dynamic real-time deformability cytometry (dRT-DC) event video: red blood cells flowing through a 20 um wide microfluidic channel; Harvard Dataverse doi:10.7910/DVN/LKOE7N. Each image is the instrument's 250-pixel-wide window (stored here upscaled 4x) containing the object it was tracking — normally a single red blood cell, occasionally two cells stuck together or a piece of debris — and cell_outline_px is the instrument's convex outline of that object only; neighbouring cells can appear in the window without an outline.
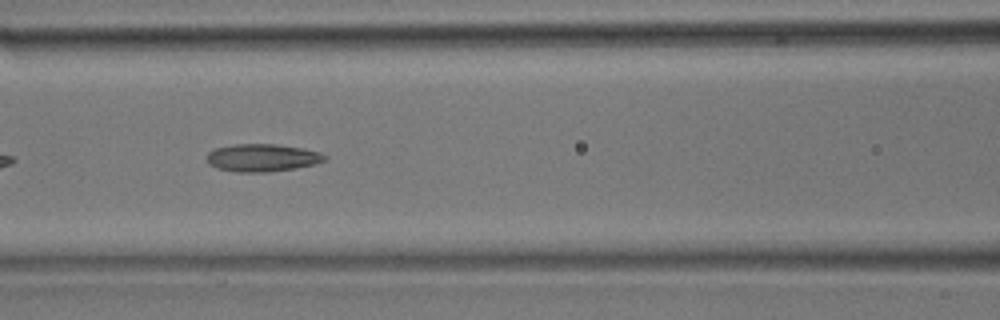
{"species": "common noctule bat (a hibernating species)", "species_latin": "Nyctalus noctula", "temperature_condition": "room temperature", "stored_images_in_passage": 27, "camera_frame_rate_fps": 3000, "um_per_image_px": 0.085, "animal": {"sex": "male", "body_mass_g": 17.9}, "frame": {"image": 1, "passage_image": 5, "time_ms": 1.333, "image_size_px": [1000, 320], "cell_outline_px": [[328, 156], [324, 160], [316, 164], [296, 168], [268, 172], [236, 172], [216, 168], [208, 164], [208, 152], [216, 148], [232, 144], [276, 144], [300, 148], [320, 152]], "centroid_in_image_um": [22.29, 13.41], "position_along_channel_um": 144.3, "area_um2": 19.02}}
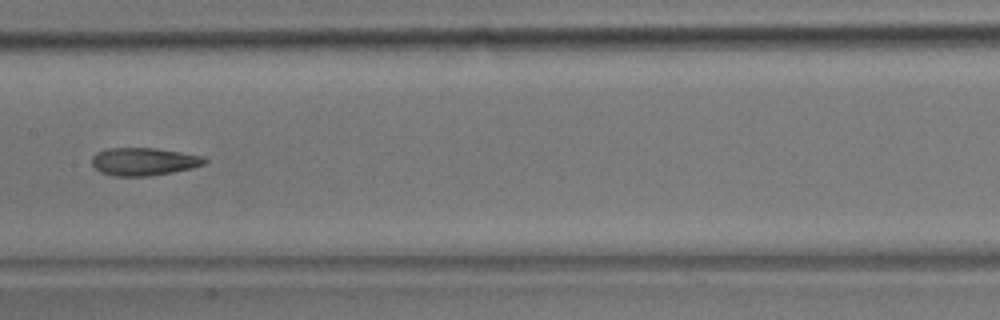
{"frame": {"image": 2, "passage_image": 8, "time_ms": 2.333, "image_size_px": [1000, 320], "cell_outline_px": [[208, 160], [204, 164], [192, 168], [172, 172], [148, 176], [112, 176], [100, 172], [92, 164], [92, 156], [96, 152], [108, 148], [156, 148], [180, 152], [200, 156]], "centroid_in_image_um": [12.18, 13.73], "position_along_channel_um": 195.2, "area_um2": 18.21}}
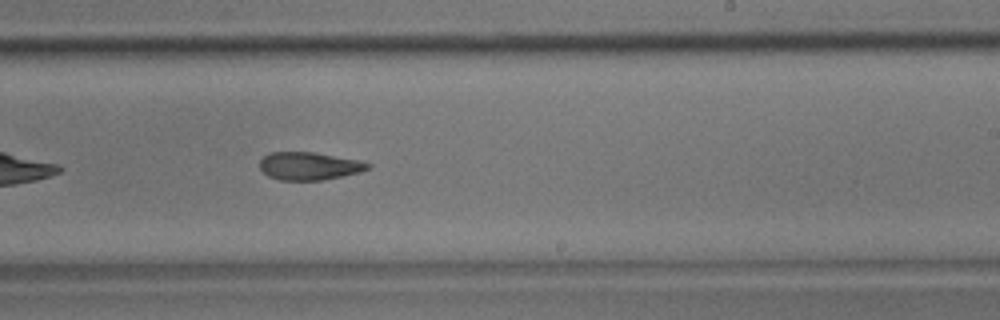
{"frame": {"image": 3, "passage_image": 12, "time_ms": 3.667, "image_size_px": [1000, 320], "cell_outline_px": [[372, 168], [360, 172], [344, 176], [320, 180], [280, 180], [268, 176], [260, 168], [260, 160], [268, 152], [312, 152], [360, 160], [372, 164]], "centroid_in_image_um": [26.31, 14.11], "position_along_channel_um": 262.7, "area_um2": 17.63}}